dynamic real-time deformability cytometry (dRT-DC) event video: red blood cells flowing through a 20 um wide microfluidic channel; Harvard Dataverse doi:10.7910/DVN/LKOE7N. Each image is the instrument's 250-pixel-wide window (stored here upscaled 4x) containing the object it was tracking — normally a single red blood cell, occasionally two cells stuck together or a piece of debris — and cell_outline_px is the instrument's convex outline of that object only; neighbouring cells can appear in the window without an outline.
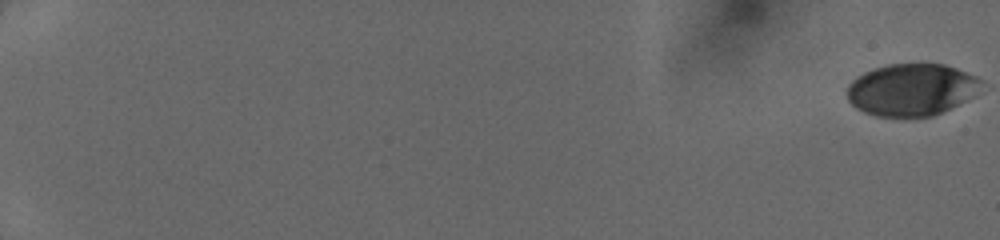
{"species": "human", "species_latin": "Homo sapiens", "temperature_condition": "cold", "stored_images_in_passage": 53, "camera_frame_rate_fps": 3000, "um_per_image_px": 0.085, "donor": {"sex": "female"}, "frame": {"image": 1, "passage_image": 1, "time_ms": 0.0, "image_size_px": [1000, 240], "cell_outline_px": [[980, 80], [972, 96], [932, 116], [904, 120], [876, 116], [864, 112], [856, 108], [848, 100], [848, 84], [856, 76], [864, 72], [888, 64], [944, 64], [956, 68], [976, 76]], "centroid_in_image_um": [77.39, 7.66], "position_along_channel_um": 7.6, "area_um2": 40.75}}
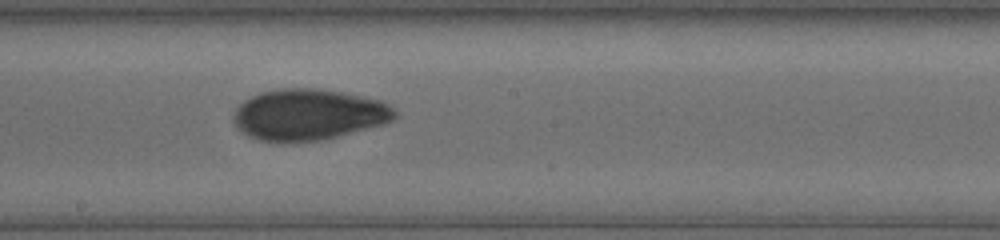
{"frame": {"image": 2, "passage_image": 31, "time_ms": 10.667, "image_size_px": [1000, 240], "cell_outline_px": [[396, 116], [392, 120], [384, 124], [320, 140], [284, 144], [260, 140], [248, 136], [240, 132], [236, 128], [232, 120], [232, 116], [236, 108], [244, 100], [260, 92], [280, 88], [312, 88], [340, 92], [380, 100], [388, 104], [396, 112]], "centroid_in_image_um": [26.15, 9.76], "position_along_channel_um": 222.1, "area_um2": 48.32}}
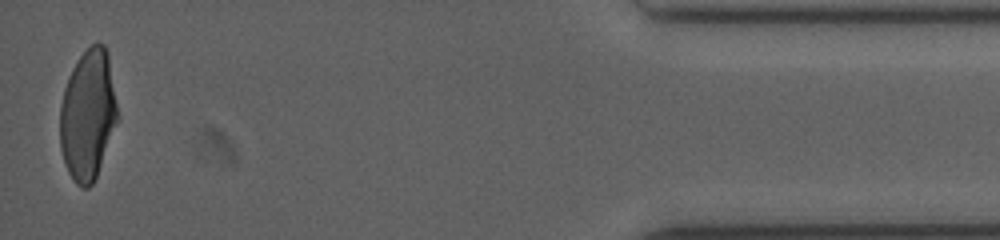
{"frame": {"image": 3, "passage_image": 53, "time_ms": 17.0, "image_size_px": [1000, 240], "cell_outline_px": [[116, 124], [96, 176], [92, 184], [88, 188], [80, 188], [72, 180], [68, 172], [60, 148], [60, 108], [64, 88], [68, 76], [72, 68], [80, 56], [96, 40], [104, 44], [108, 52], [116, 104]], "centroid_in_image_um": [7.44, 9.75], "position_along_channel_um": 427.8, "area_um2": 43.35}}